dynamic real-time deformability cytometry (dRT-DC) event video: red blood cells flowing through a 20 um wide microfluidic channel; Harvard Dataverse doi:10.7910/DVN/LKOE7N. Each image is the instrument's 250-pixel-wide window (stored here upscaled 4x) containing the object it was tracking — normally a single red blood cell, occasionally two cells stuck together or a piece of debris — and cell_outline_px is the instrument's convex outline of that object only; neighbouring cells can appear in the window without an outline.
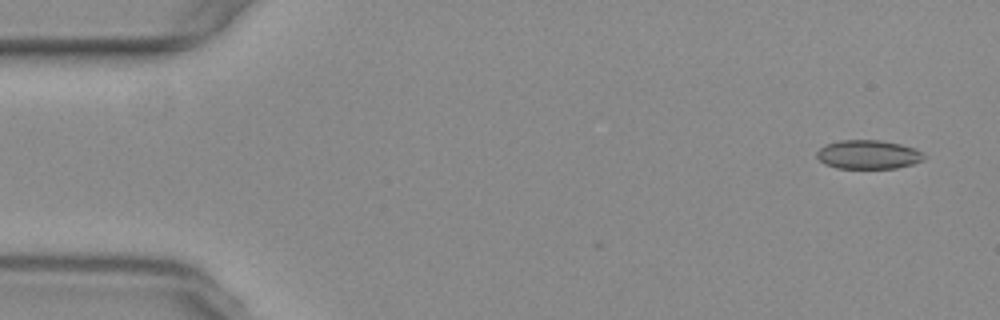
{"species": "common noctule bat (a hibernating species)", "species_latin": "Nyctalus noctula", "temperature_condition": "warm", "stored_images_in_passage": 3, "camera_frame_rate_fps": 3000, "um_per_image_px": 0.085, "animal": {"sex": "female", "body_mass_g": 29.2, "forearm_length_mm": 56.3}, "frame": {"image": 1, "passage_image": 3, "time_ms": 0.667, "image_size_px": [1000, 320], "cell_outline_px": [[924, 160], [912, 164], [896, 168], [836, 168], [824, 164], [816, 156], [816, 152], [824, 144], [840, 140], [880, 140], [900, 144], [912, 148], [920, 152], [924, 156]], "centroid_in_image_um": [73.74, 13.13], "position_along_channel_um": 11.3, "area_um2": 17.98}}